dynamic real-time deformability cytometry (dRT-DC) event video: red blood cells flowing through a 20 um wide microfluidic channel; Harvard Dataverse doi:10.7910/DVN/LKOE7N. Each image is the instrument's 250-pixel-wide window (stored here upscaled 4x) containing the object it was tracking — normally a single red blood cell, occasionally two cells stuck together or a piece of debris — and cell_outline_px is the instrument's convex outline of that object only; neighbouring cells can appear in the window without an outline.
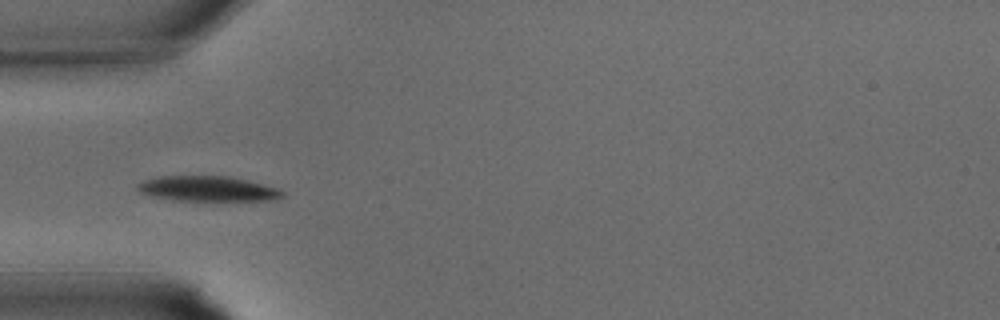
{"species": "common noctule bat (a hibernating species)", "species_latin": "Nyctalus noctula", "temperature_condition": "warm", "stored_images_in_passage": 15, "camera_frame_rate_fps": 3000, "um_per_image_px": 0.085, "animal": {"sex": "male", "body_mass_g": 15.6}, "frame": {"image": 1, "passage_image": 5, "time_ms": 1.333, "image_size_px": [1000, 320], "cell_outline_px": [[284, 196], [268, 200], [216, 204], [172, 200], [152, 196], [140, 192], [136, 188], [136, 184], [144, 180], [156, 176], [228, 176], [276, 188], [284, 192]], "centroid_in_image_um": [17.62, 16.1], "position_along_channel_um": 67.4, "area_um2": 22.31}}
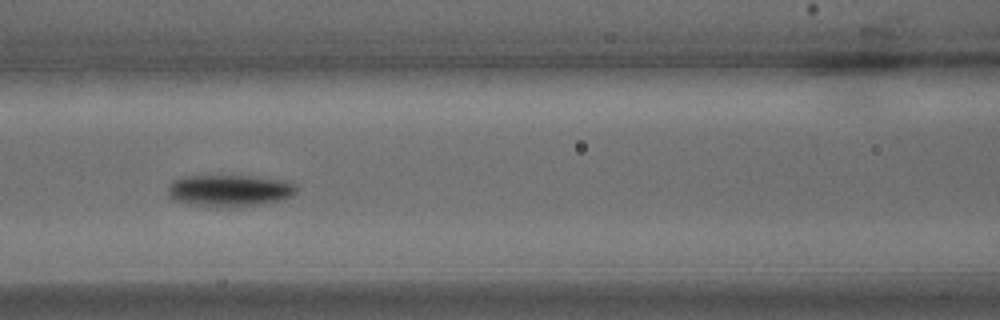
{"frame": {"image": 2, "passage_image": 9, "time_ms": 2.667, "image_size_px": [1000, 320], "cell_outline_px": [[296, 192], [292, 196], [284, 200], [260, 204], [224, 208], [184, 204], [172, 200], [168, 196], [168, 184], [172, 180], [184, 176], [248, 176], [284, 180], [292, 184], [296, 188]], "centroid_in_image_um": [19.44, 16.22], "position_along_channel_um": 147.2, "area_um2": 24.16}}
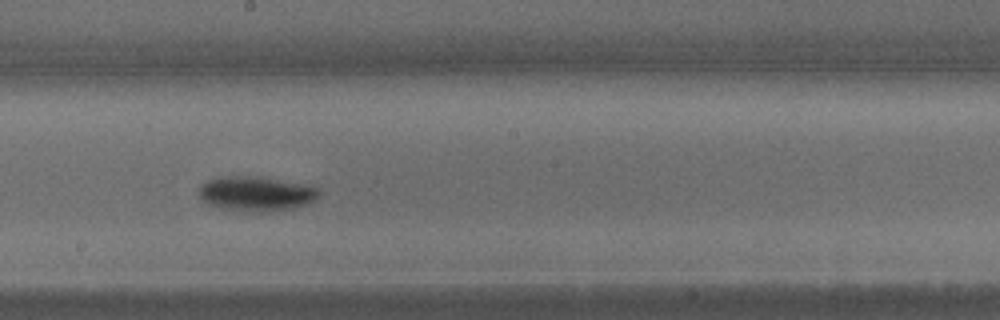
{"frame": {"image": 3, "passage_image": 13, "time_ms": 4.0, "image_size_px": [1000, 320], "cell_outline_px": [[320, 192], [308, 204], [292, 208], [252, 212], [208, 204], [200, 196], [200, 188], [208, 180], [220, 176], [256, 176], [316, 188]], "centroid_in_image_um": [21.73, 16.45], "position_along_channel_um": 226.5, "area_um2": 23.12}}